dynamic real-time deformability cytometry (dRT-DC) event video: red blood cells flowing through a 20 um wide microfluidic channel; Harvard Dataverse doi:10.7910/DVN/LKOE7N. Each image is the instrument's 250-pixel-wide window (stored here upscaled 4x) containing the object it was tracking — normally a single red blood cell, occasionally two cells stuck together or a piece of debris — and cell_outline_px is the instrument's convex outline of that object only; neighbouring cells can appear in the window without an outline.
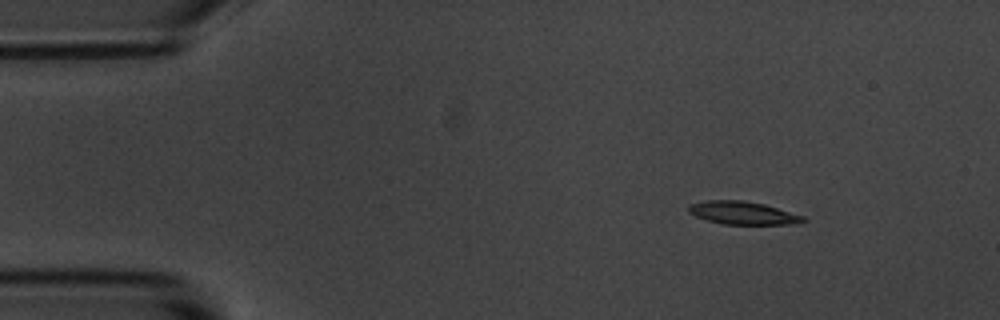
{"species": "common noctule bat (a hibernating species)", "species_latin": "Nyctalus noctula", "temperature_condition": "room temperature", "stored_images_in_passage": 4, "camera_frame_rate_fps": 3000, "um_per_image_px": 0.085, "animal": {"sex": "male", "body_mass_g": 20.1, "forearm_length_mm": 53.5}, "frame": {"image": 1, "passage_image": 1, "time_ms": 0.0, "image_size_px": [1000, 320], "cell_outline_px": [[808, 220], [800, 224], [724, 224], [708, 220], [696, 216], [688, 212], [688, 204], [708, 200], [744, 200], [764, 204], [804, 216]], "centroid_in_image_um": [63.17, 18.1], "position_along_channel_um": 21.8, "area_um2": 15.37}}